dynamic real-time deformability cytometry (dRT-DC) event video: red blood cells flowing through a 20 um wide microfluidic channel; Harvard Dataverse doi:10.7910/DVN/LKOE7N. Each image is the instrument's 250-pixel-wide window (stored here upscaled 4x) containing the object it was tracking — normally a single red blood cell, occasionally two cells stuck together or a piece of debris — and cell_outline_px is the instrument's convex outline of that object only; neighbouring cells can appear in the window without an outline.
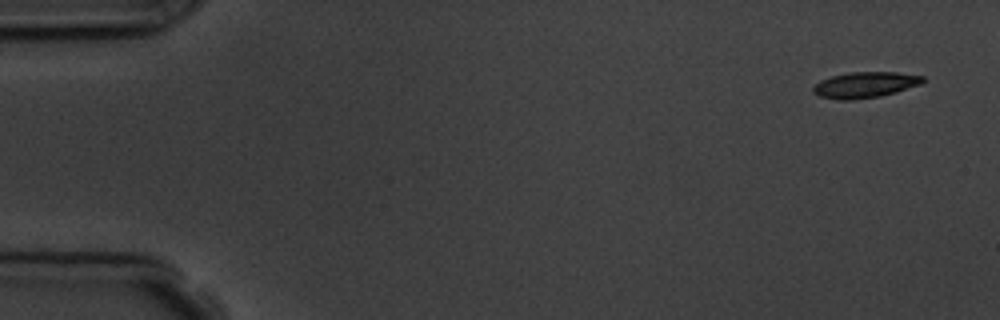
{"species": "common noctule bat (a hibernating species)", "species_latin": "Nyctalus noctula", "temperature_condition": "room temperature", "stored_images_in_passage": 4, "camera_frame_rate_fps": 3000, "um_per_image_px": 0.085, "animal": {"sex": "male", "body_mass_g": 19.5, "forearm_length_mm": 54.6}, "frame": {"image": 1, "passage_image": 1, "time_ms": 0.0, "image_size_px": [1000, 320], "cell_outline_px": [[924, 80], [920, 84], [896, 92], [880, 96], [852, 100], [836, 100], [820, 96], [812, 92], [812, 88], [820, 80], [832, 76], [852, 72], [896, 72], [924, 76]], "centroid_in_image_um": [73.5, 7.22], "position_along_channel_um": 11.5, "area_um2": 16.47}}